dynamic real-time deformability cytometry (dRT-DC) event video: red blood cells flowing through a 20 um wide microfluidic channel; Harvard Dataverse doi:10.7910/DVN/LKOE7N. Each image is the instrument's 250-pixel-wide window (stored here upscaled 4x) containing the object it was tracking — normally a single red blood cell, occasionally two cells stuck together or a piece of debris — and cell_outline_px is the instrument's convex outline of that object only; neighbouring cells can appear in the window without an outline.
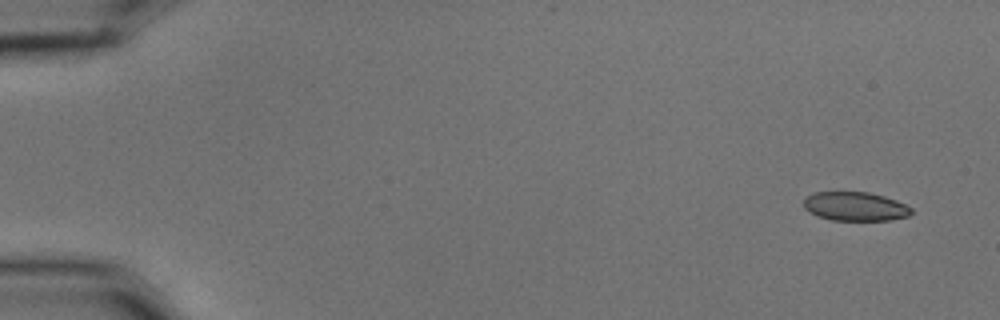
{"species": "common noctule bat (a hibernating species)", "species_latin": "Nyctalus noctula", "temperature_condition": "cold", "stored_images_in_passage": 5, "camera_frame_rate_fps": 3000, "um_per_image_px": 0.085, "animal": {"sex": "male", "body_mass_g": 15.6}, "frame": {"image": 1, "passage_image": 1, "time_ms": 0.0, "image_size_px": [1000, 320], "cell_outline_px": [[912, 212], [908, 216], [892, 220], [832, 220], [816, 216], [808, 212], [804, 208], [804, 196], [812, 192], [868, 192], [884, 196], [896, 200], [912, 208]], "centroid_in_image_um": [72.65, 17.54], "position_along_channel_um": 12.4, "area_um2": 18.32}}
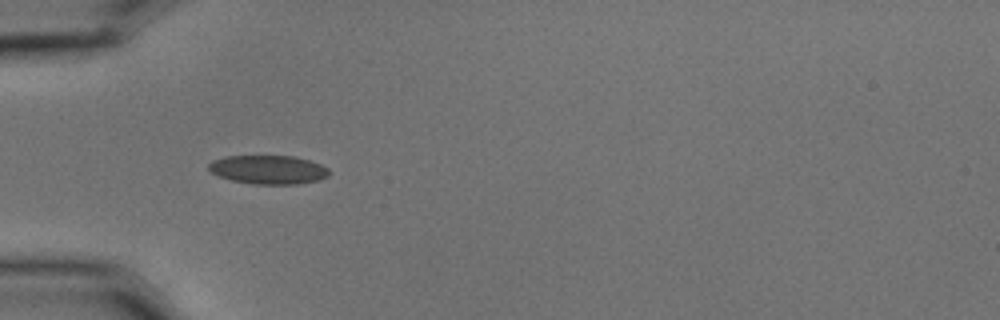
{"frame": {"image": 2, "passage_image": 5, "time_ms": 1.333, "image_size_px": [1000, 320], "cell_outline_px": [[328, 176], [316, 180], [300, 184], [252, 184], [232, 180], [220, 176], [212, 172], [208, 168], [208, 164], [212, 160], [224, 156], [296, 156], [320, 164], [328, 168]], "centroid_in_image_um": [22.79, 14.41], "position_along_channel_um": 62.2, "area_um2": 20.11}}